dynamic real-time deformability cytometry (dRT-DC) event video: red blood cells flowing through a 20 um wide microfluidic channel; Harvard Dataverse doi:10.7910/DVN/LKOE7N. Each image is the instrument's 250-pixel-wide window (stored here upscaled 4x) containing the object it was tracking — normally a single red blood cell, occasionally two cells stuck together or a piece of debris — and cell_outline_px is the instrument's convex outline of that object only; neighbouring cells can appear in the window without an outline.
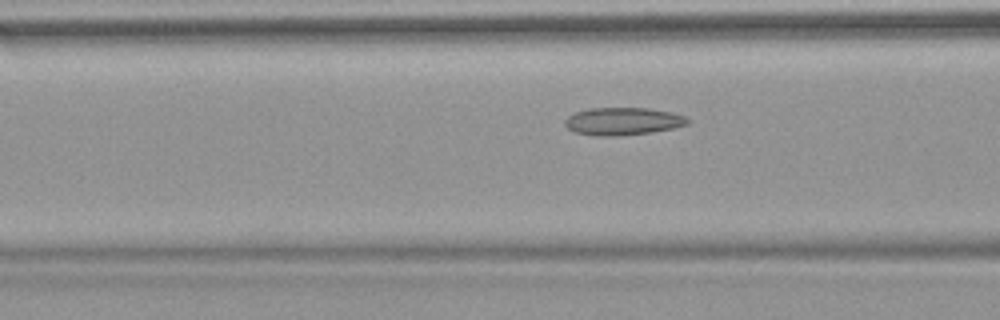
{"species": "common noctule bat (a hibernating species)", "species_latin": "Nyctalus noctula", "temperature_condition": "warm", "stored_images_in_passage": 50, "segment_of_instrument_passage": [1, 2], "camera_frame_rate_fps": 3000, "um_per_image_px": 0.085, "animal": {"sex": "female", "body_mass_g": 18.4}, "frame": {"image": 1, "passage_image": 17, "time_ms": 5.333, "image_size_px": [1000, 320], "cell_outline_px": [[692, 120], [688, 124], [672, 128], [652, 132], [620, 136], [596, 136], [576, 132], [568, 128], [564, 124], [564, 120], [568, 116], [576, 112], [588, 108], [648, 108], [672, 112], [684, 116]], "centroid_in_image_um": [52.95, 10.31], "position_along_channel_um": 113.6, "area_um2": 19.83}}
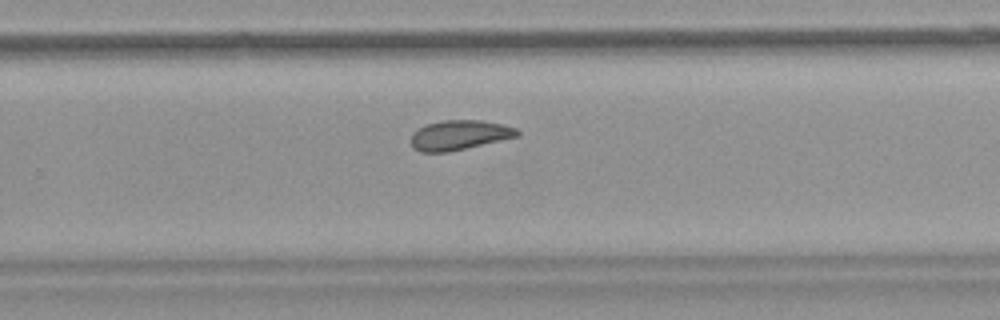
{"frame": {"image": 2, "passage_image": 31, "time_ms": 10.0, "image_size_px": [1000, 320], "cell_outline_px": [[520, 136], [448, 152], [420, 152], [412, 148], [412, 132], [424, 124], [440, 120], [484, 120], [516, 128], [520, 132]], "centroid_in_image_um": [39.02, 11.47], "position_along_channel_um": 290.8, "area_um2": 18.55}}
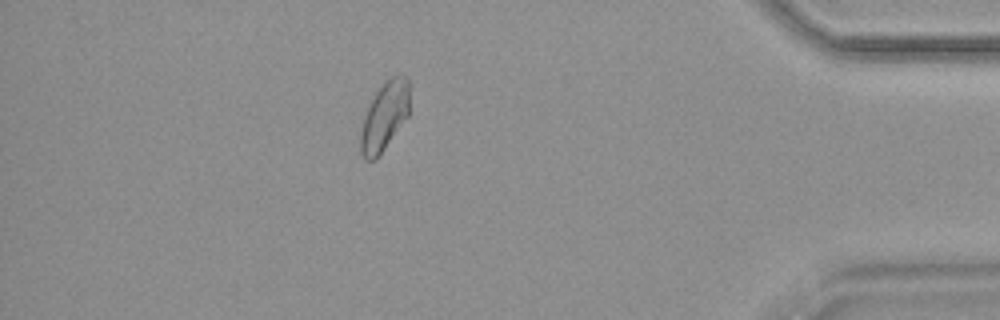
{"frame": {"image": 3, "passage_image": 43, "time_ms": 14.0, "image_size_px": [1000, 320], "cell_outline_px": [[408, 116], [376, 160], [364, 160], [360, 152], [360, 132], [364, 116], [376, 92], [392, 76], [400, 72], [408, 76]], "centroid_in_image_um": [32.67, 9.9], "position_along_channel_um": 402.5, "area_um2": 19.42}}